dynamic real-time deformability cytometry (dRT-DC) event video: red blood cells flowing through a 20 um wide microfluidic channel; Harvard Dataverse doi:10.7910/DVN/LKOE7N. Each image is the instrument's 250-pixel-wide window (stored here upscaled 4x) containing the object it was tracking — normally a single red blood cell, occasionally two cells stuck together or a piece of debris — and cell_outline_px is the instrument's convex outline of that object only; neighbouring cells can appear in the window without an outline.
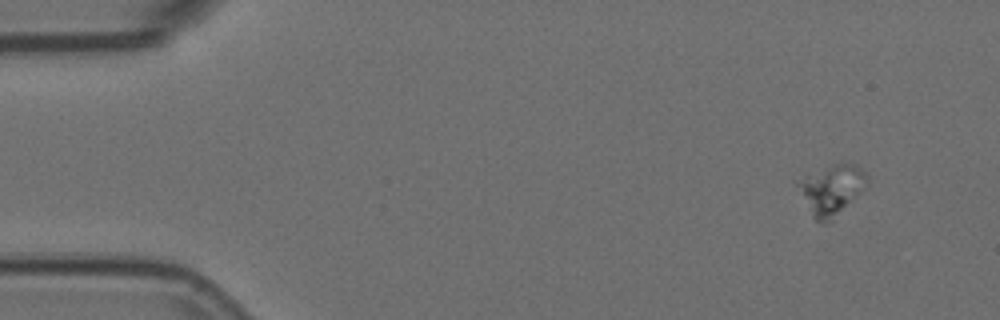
{"species": "Egyptian fruit bat (a non-hibernating species)", "species_latin": "Rousettus aegyptiacus", "temperature_condition": "room temperature", "stored_images_in_passage": 3, "camera_frame_rate_fps": 3000, "um_per_image_px": 0.085, "animal": {"sex": "female"}, "frame": {"image": 1, "passage_image": 1, "time_ms": 0.0, "image_size_px": [1000, 320], "cell_outline_px": [[868, 188], [832, 220], [824, 224], [820, 224], [812, 216], [796, 184], [796, 180], [804, 176], [832, 164], [844, 160], [856, 164], [868, 172]], "centroid_in_image_um": [70.76, 16.09], "position_along_channel_um": 14.2, "area_um2": 20.87}}